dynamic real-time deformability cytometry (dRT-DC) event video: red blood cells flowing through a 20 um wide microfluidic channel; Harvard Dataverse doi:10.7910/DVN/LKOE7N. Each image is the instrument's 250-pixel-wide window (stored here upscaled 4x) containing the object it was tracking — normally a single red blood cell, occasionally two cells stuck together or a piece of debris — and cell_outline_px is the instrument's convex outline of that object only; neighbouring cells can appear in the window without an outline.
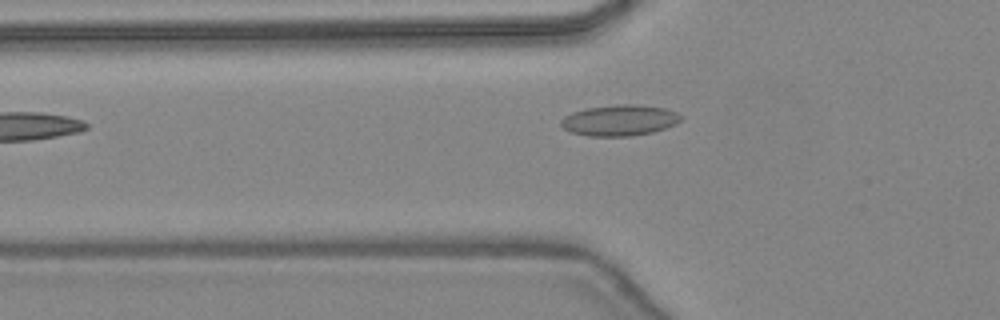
{"species": "common noctule bat (a hibernating species)", "species_latin": "Nyctalus noctula", "temperature_condition": "warm", "stored_images_in_passage": 32, "camera_frame_rate_fps": 3000, "um_per_image_px": 0.085, "animal": {"sex": "female", "body_mass_g": 24.6, "forearm_length_mm": 56.2}, "frame": {"image": 1, "passage_image": 2, "time_ms": 0.333, "image_size_px": [1000, 320], "cell_outline_px": [[680, 120], [676, 124], [652, 132], [632, 136], [588, 136], [572, 132], [564, 128], [560, 124], [560, 120], [564, 116], [572, 112], [588, 108], [616, 104], [636, 104], [664, 108], [676, 112], [680, 116]], "centroid_in_image_um": [52.64, 10.22], "position_along_channel_um": 73.2, "area_um2": 21.5}}
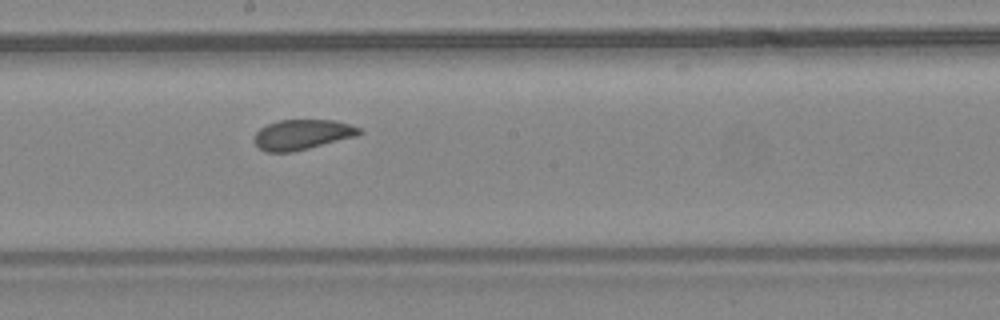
{"frame": {"image": 2, "passage_image": 12, "time_ms": 3.667, "image_size_px": [1000, 320], "cell_outline_px": [[364, 132], [356, 136], [292, 152], [264, 152], [252, 140], [256, 132], [260, 128], [268, 124], [280, 120], [336, 120], [352, 124], [360, 128]], "centroid_in_image_um": [25.69, 11.43], "position_along_channel_um": 222.5, "area_um2": 18.5}}
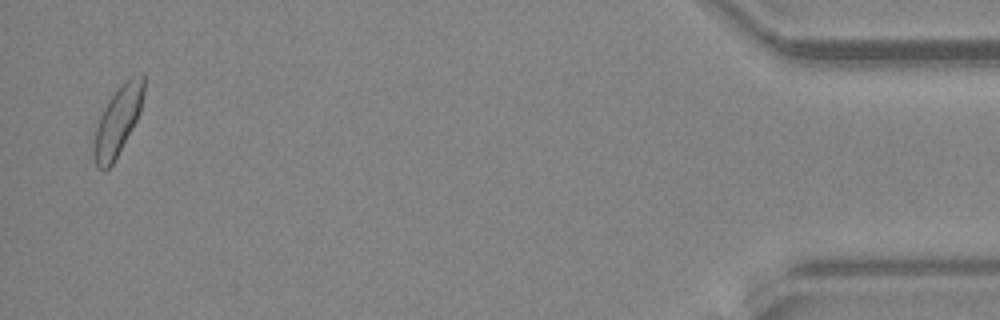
{"frame": {"image": 3, "passage_image": 31, "time_ms": 10.0, "image_size_px": [1000, 320], "cell_outline_px": [[144, 92], [140, 112], [132, 128], [112, 164], [104, 172], [96, 168], [96, 128], [100, 116], [108, 100], [120, 84], [124, 80], [140, 72], [144, 72]], "centroid_in_image_um": [10.06, 10.18], "position_along_channel_um": 425.1, "area_um2": 19.54}, "authors_computed_cell_mechanics": {"area_um2": 19.2474, "velocity_mm_per_s": 4.4647, "shape_relaxation_time_tau1_ms": 8.799, "shape_relaxation_time_tau2_ms": null, "deformation_change_tau1": 0.1548, "deformation_change_tau2": null}}